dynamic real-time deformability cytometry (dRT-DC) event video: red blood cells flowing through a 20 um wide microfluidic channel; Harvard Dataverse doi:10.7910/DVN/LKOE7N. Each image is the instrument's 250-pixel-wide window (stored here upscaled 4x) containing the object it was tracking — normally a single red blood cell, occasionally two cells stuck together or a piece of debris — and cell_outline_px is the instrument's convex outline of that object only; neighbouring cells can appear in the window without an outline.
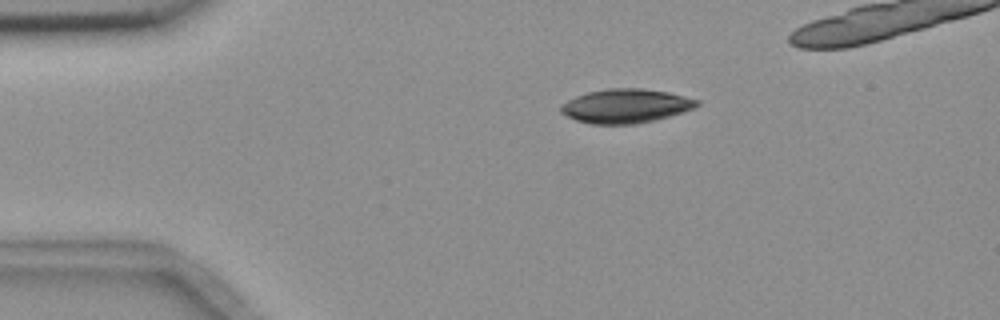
{"species": "common noctule bat (a hibernating species)", "species_latin": "Nyctalus noctula", "temperature_condition": "room temperature", "stored_images_in_passage": 4, "camera_frame_rate_fps": 3000, "um_per_image_px": 0.085, "animal": {"sex": "female", "body_mass_g": 18.4}, "frame": {"image": 1, "passage_image": 2, "time_ms": 1.0, "image_size_px": [1000, 320], "cell_outline_px": [[700, 104], [692, 108], [668, 116], [636, 124], [592, 124], [576, 120], [560, 112], [560, 104], [576, 96], [588, 92], [608, 88], [640, 88], [668, 92], [700, 100]], "centroid_in_image_um": [53.15, 9.0], "position_along_channel_um": 31.8, "area_um2": 26.76}}